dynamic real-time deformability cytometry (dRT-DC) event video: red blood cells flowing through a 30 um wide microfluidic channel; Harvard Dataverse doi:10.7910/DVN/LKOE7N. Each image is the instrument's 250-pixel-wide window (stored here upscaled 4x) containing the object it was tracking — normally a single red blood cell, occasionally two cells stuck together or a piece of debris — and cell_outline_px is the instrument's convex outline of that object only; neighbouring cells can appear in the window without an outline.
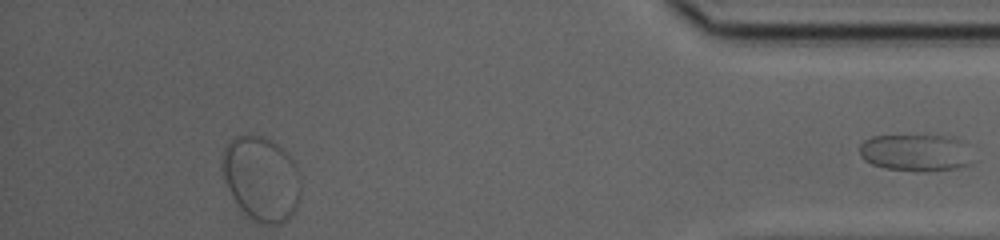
{"species": "common noctule bat (a hibernating species)", "species_latin": "Nyctalus noctula", "temperature_condition": "cold", "stored_images_in_passage": 37, "segment_of_instrument_passage": [2, 2], "camera_frame_rate_fps": 3000, "um_per_image_px": 0.085, "animal": {"sex": "female", "body_mass_g": 20.0, "forearm_length_mm": 54.0}, "frame": {"image": 1, "passage_image": 37, "time_ms": 12.0, "image_size_px": [1000, 240], "cell_outline_px": [[968, 164], [956, 168], [928, 172], [884, 168], [872, 164], [864, 160], [860, 156], [860, 144], [864, 140], [872, 136], [948, 136], [956, 140]], "centroid_in_image_um": [77.61, 12.99], "position_along_channel_um": 357.6, "area_um2": 23.24}}